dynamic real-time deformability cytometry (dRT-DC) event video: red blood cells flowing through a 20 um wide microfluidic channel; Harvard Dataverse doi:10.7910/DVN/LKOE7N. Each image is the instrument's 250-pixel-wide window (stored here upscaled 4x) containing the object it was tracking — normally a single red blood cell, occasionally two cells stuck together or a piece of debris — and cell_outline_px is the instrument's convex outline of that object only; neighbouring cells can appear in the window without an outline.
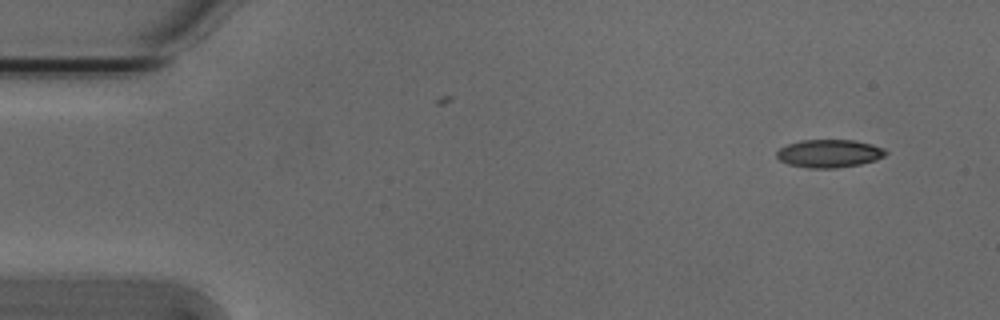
{"species": "Egyptian fruit bat (a non-hibernating species)", "species_latin": "Rousettus aegyptiacus", "temperature_condition": "cold", "stored_images_in_passage": 5, "camera_frame_rate_fps": 3000, "um_per_image_px": 0.085, "animal": {"sex": "male"}, "frame": {"image": 1, "passage_image": 1, "time_ms": 0.0, "image_size_px": [1000, 320], "cell_outline_px": [[888, 152], [884, 156], [876, 160], [860, 164], [836, 168], [808, 168], [788, 164], [780, 160], [776, 156], [776, 152], [780, 148], [788, 144], [800, 140], [856, 140], [872, 144], [884, 148]], "centroid_in_image_um": [70.49, 13.04], "position_along_channel_um": 14.5, "area_um2": 17.86}}